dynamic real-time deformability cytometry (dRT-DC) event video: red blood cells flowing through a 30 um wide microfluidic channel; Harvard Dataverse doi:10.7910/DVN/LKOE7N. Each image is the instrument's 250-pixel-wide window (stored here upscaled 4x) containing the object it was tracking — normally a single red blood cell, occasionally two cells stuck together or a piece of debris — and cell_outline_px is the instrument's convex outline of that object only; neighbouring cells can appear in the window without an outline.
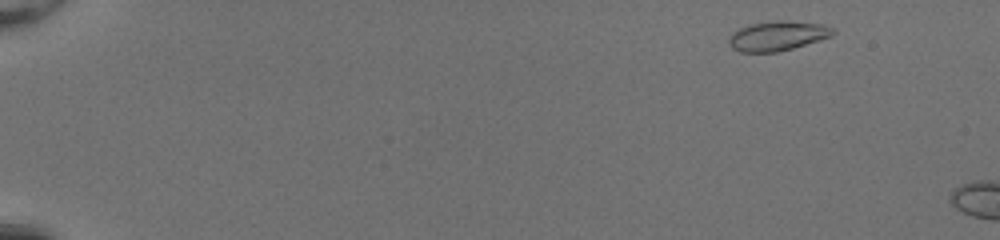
{"species": "common noctule bat (a hibernating species)", "species_latin": "Nyctalus noctula", "temperature_condition": "room temperature", "stored_images_in_passage": 6, "camera_frame_rate_fps": 3000, "um_per_image_px": 0.085, "animal": {"sex": "female", "body_mass_g": 20.0, "forearm_length_mm": 54.0}, "frame": {"image": 1, "passage_image": 2, "time_ms": 0.333, "image_size_px": [1000, 240], "cell_outline_px": [[836, 32], [832, 36], [820, 40], [792, 48], [776, 52], [740, 52], [732, 48], [728, 44], [728, 36], [732, 32], [748, 24], [772, 20], [780, 20], [824, 24], [832, 28]], "centroid_in_image_um": [66.06, 3.04], "position_along_channel_um": 18.9, "area_um2": 18.15}}